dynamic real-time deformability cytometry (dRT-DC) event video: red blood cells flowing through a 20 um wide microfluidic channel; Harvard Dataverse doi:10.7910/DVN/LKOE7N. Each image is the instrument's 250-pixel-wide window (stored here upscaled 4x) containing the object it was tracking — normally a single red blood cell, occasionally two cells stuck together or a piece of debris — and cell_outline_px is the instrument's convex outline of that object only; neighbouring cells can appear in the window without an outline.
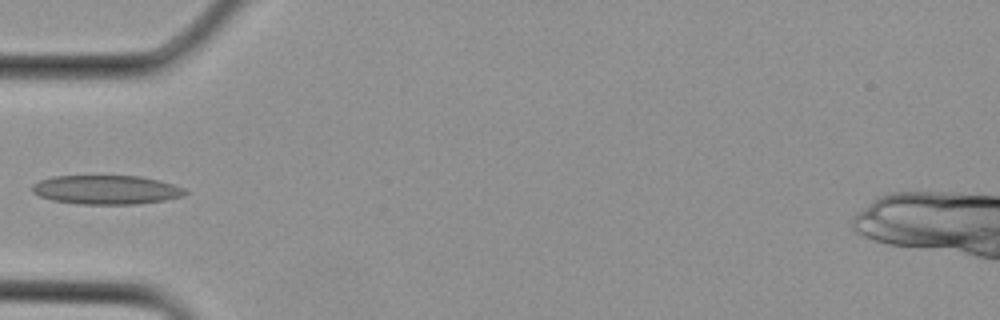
{"species": "Egyptian fruit bat (a non-hibernating species)", "species_latin": "Rousettus aegyptiacus", "temperature_condition": "cold", "stored_images_in_passage": 10, "camera_frame_rate_fps": 3000, "um_per_image_px": 0.085, "animal": {"sex": "female"}, "frame": {"image": 1, "passage_image": 9, "time_ms": 2.667, "image_size_px": [1000, 320], "cell_outline_px": [[188, 192], [184, 196], [164, 200], [136, 204], [80, 204], [52, 200], [40, 196], [32, 192], [32, 184], [40, 180], [52, 176], [140, 176], [160, 180], [184, 188]], "centroid_in_image_um": [9.04, 16.13], "position_along_channel_um": 76.0, "area_um2": 25.89}}